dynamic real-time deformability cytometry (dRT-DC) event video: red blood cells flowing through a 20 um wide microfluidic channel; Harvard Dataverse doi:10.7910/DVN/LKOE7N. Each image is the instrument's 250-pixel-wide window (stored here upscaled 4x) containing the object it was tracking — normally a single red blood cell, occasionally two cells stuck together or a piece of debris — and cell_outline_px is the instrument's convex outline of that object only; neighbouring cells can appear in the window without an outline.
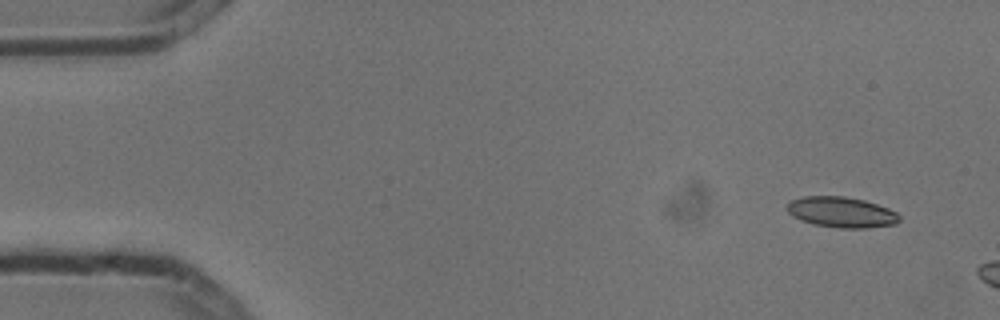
{"species": "common noctule bat (a hibernating species)", "species_latin": "Nyctalus noctula", "temperature_condition": "cold", "stored_images_in_passage": 3, "camera_frame_rate_fps": 3000, "um_per_image_px": 0.085, "animal": {"sex": "male", "body_mass_g": 13.3}, "frame": {"image": 1, "passage_image": 1, "time_ms": 0.0, "image_size_px": [1000, 320], "cell_outline_px": [[900, 220], [896, 224], [868, 228], [840, 228], [812, 224], [800, 220], [792, 216], [788, 212], [788, 204], [792, 200], [804, 196], [844, 196], [864, 200], [888, 208], [896, 212], [900, 216]], "centroid_in_image_um": [71.54, 18.04], "position_along_channel_um": 13.5, "area_um2": 20.06}}